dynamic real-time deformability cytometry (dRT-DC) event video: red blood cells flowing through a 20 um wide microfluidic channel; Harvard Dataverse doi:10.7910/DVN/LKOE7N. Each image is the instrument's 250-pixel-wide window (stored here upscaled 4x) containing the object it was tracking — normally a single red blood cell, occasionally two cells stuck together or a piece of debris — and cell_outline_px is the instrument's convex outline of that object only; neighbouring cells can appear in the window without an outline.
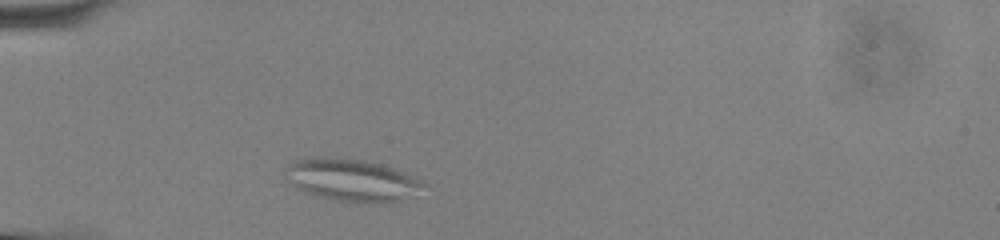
{"species": "common noctule bat (a hibernating species)", "species_latin": "Nyctalus noctula", "temperature_condition": "cold", "stored_images_in_passage": 35, "camera_frame_rate_fps": 3000, "um_per_image_px": 0.085, "animal": {"sex": "male", "body_mass_g": 13.0, "forearm_length_mm": 53.1}, "frame": {"image": 1, "passage_image": 4, "time_ms": 1.0, "image_size_px": [1000, 240], "cell_outline_px": [[428, 184], [416, 196], [400, 200], [368, 204], [336, 200], [304, 192], [296, 188], [284, 176], [284, 168], [292, 160], [312, 156], [324, 156], [368, 160], [392, 168], [424, 180]], "centroid_in_image_um": [29.9, 15.29], "position_along_channel_um": 55.1, "area_um2": 34.85}}
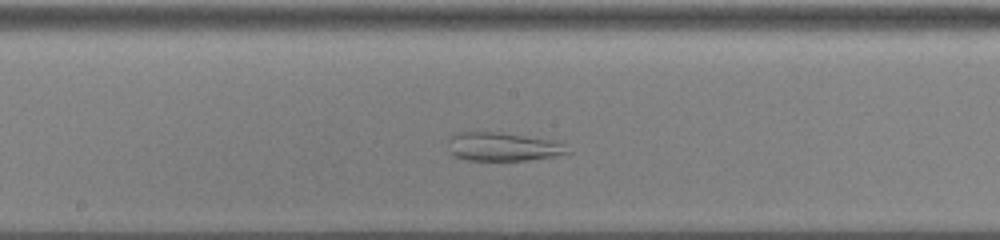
{"frame": {"image": 2, "passage_image": 17, "time_ms": 5.333, "image_size_px": [1000, 240], "cell_outline_px": [[572, 152], [556, 156], [528, 160], [468, 160], [452, 156], [448, 152], [448, 136], [452, 132], [500, 132], [552, 140], [560, 144]], "centroid_in_image_um": [42.63, 12.47], "position_along_channel_um": 205.6, "area_um2": 20.06}}
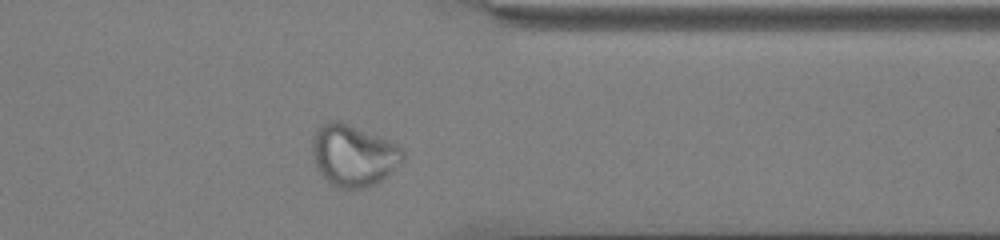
{"frame": {"image": 3, "passage_image": 31, "time_ms": 10.0, "image_size_px": [1000, 240], "cell_outline_px": [[404, 160], [376, 184], [364, 188], [340, 188], [332, 184], [316, 168], [312, 152], [312, 136], [324, 124], [332, 120], [340, 120], [400, 144], [404, 148]], "centroid_in_image_um": [30.07, 13.19], "position_along_channel_um": 381.3, "area_um2": 32.54}, "authors_computed_cell_mechanics": {"area_um2": 28.8422, "velocity_mm_per_s": 3.8493, "shape_relaxation_time_tau1_ms": null, "shape_relaxation_time_tau2_ms": 1.4639, "deformation_change_tau1": null, "deformation_change_tau2": 0.0762}}